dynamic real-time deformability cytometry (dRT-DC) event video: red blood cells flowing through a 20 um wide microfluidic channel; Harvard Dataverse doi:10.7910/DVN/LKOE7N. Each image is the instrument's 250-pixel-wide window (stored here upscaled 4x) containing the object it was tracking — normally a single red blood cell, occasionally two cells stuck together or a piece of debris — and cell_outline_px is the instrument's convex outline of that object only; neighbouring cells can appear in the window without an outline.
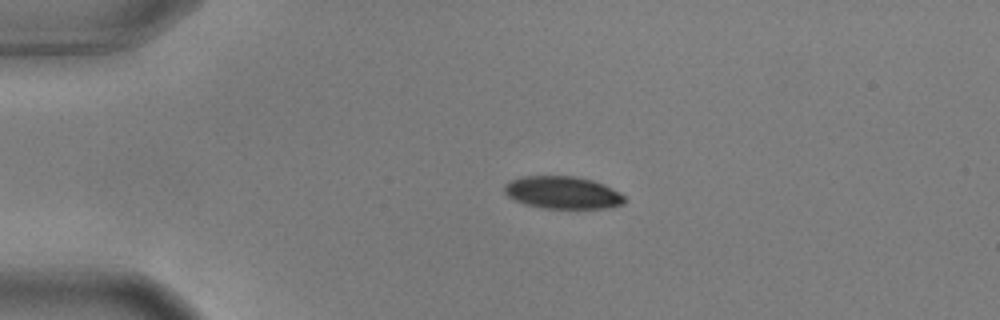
{"species": "common noctule bat (a hibernating species)", "species_latin": "Nyctalus noctula", "temperature_condition": "warm", "stored_images_in_passage": 40, "camera_frame_rate_fps": 3000, "um_per_image_px": 0.085, "animal": {"sex": "male", "body_mass_g": 17.9, "forearm_length_mm": 54.2}, "frame": {"image": 1, "passage_image": 1, "time_ms": 0.0, "image_size_px": [1000, 320], "cell_outline_px": [[624, 204], [612, 208], [544, 208], [524, 204], [508, 196], [504, 192], [504, 184], [520, 176], [572, 176], [592, 180], [604, 184], [620, 192], [624, 196]], "centroid_in_image_um": [47.84, 16.37], "position_along_channel_um": 37.2, "area_um2": 22.77}}
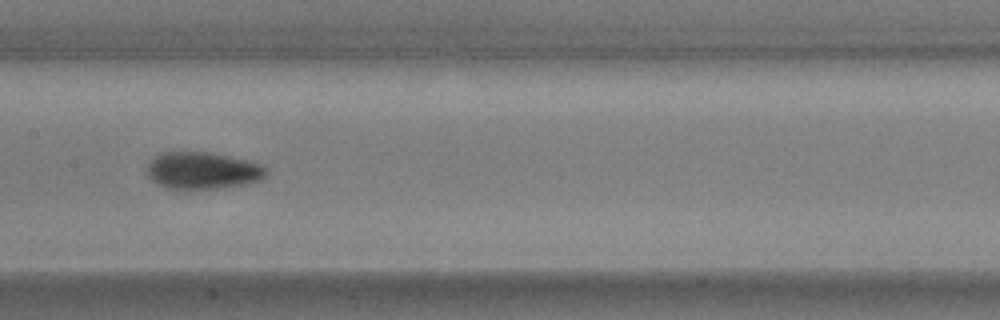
{"frame": {"image": 2, "passage_image": 17, "time_ms": 5.333, "image_size_px": [1000, 320], "cell_outline_px": [[268, 176], [260, 180], [248, 184], [220, 188], [164, 188], [156, 184], [144, 172], [148, 164], [160, 152], [208, 152], [248, 160], [264, 164], [268, 168]], "centroid_in_image_um": [17.26, 14.5], "position_along_channel_um": 190.1, "area_um2": 26.07}}
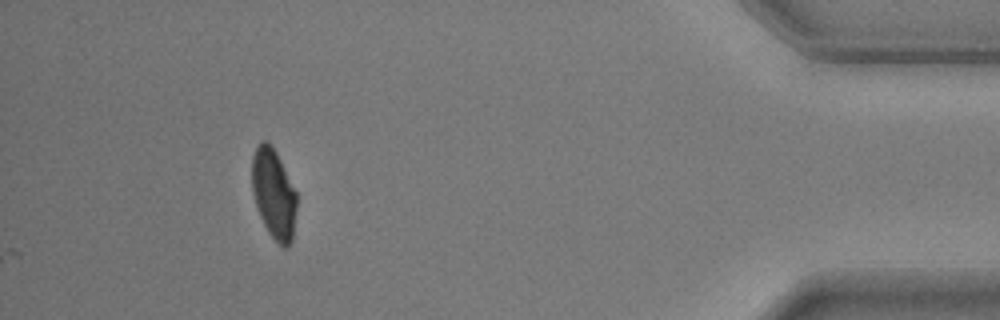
{"frame": {"image": 3, "passage_image": 40, "time_ms": 13.0, "image_size_px": [1000, 320], "cell_outline_px": [[296, 208], [292, 240], [288, 248], [284, 248], [276, 244], [268, 232], [260, 216], [252, 192], [252, 156], [256, 144], [260, 140], [268, 140], [276, 152], [296, 192]], "centroid_in_image_um": [23.25, 16.47], "position_along_channel_um": 412.0, "area_um2": 23.58}, "authors_computed_cell_mechanics": {"area_um2": 25.5765, "velocity_mm_per_s": 3.6096, "shape_relaxation_time_tau1_ms": 3.1477, "shape_relaxation_time_tau2_ms": 1.9777, "deformation_change_tau1": 0.1338, "deformation_change_tau2": 0.0502}}